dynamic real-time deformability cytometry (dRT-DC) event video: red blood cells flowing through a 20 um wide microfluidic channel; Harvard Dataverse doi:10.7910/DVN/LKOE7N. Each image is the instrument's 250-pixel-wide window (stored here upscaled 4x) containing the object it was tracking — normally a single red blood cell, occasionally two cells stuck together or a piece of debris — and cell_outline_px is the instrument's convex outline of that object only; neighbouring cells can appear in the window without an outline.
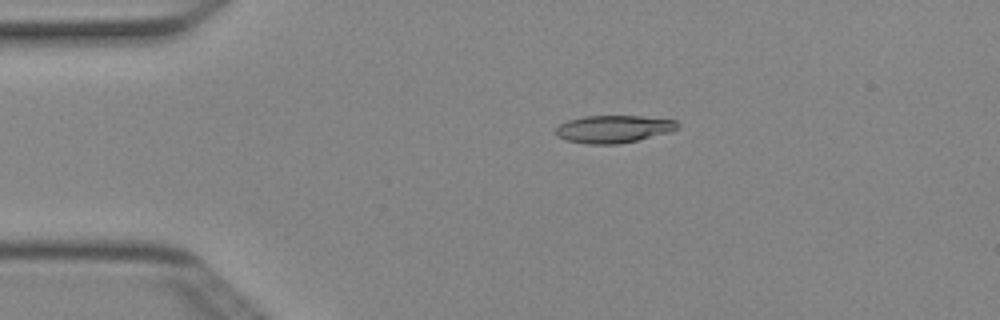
{"species": "Egyptian fruit bat (a non-hibernating species)", "species_latin": "Rousettus aegyptiacus", "temperature_condition": "cold", "stored_images_in_passage": 4, "camera_frame_rate_fps": 3000, "um_per_image_px": 0.085, "animal": {"sex": "female"}, "frame": {"image": 1, "passage_image": 3, "time_ms": 0.667, "image_size_px": [1000, 320], "cell_outline_px": [[680, 124], [676, 128], [668, 132], [636, 140], [616, 144], [588, 144], [568, 140], [556, 136], [556, 128], [560, 124], [568, 120], [584, 116], [640, 116], [676, 120]], "centroid_in_image_um": [52.12, 10.96], "position_along_channel_um": 32.9, "area_um2": 19.25}}